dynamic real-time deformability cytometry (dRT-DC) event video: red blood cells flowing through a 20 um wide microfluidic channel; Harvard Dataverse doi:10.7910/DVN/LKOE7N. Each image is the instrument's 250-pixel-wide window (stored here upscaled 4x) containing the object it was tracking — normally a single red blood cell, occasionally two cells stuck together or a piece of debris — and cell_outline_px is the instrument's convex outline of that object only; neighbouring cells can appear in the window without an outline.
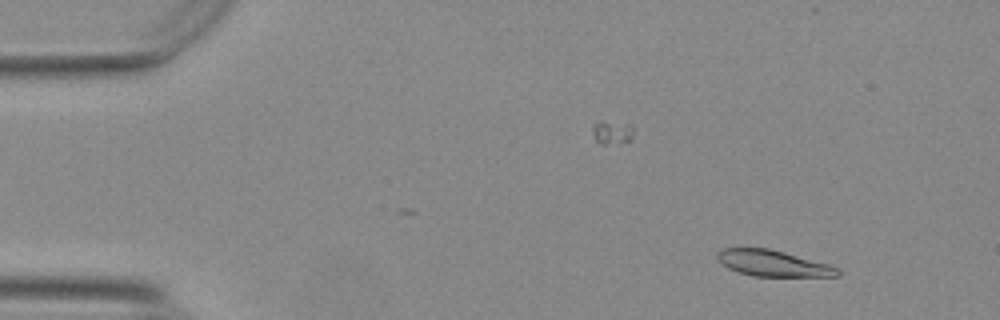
{"species": "Egyptian fruit bat (a non-hibernating species)", "species_latin": "Rousettus aegyptiacus", "temperature_condition": "warm", "stored_images_in_passage": 44, "camera_frame_rate_fps": 3000, "um_per_image_px": 0.085, "animal": {"sex": "female"}, "frame": {"image": 1, "passage_image": 5, "time_ms": 1.333, "image_size_px": [1000, 320], "cell_outline_px": [[840, 276], [752, 276], [728, 268], [716, 256], [716, 252], [720, 248], [768, 248], [784, 252], [828, 264], [840, 268]], "centroid_in_image_um": [65.71, 22.37], "position_along_channel_um": 19.3, "area_um2": 18.15}}
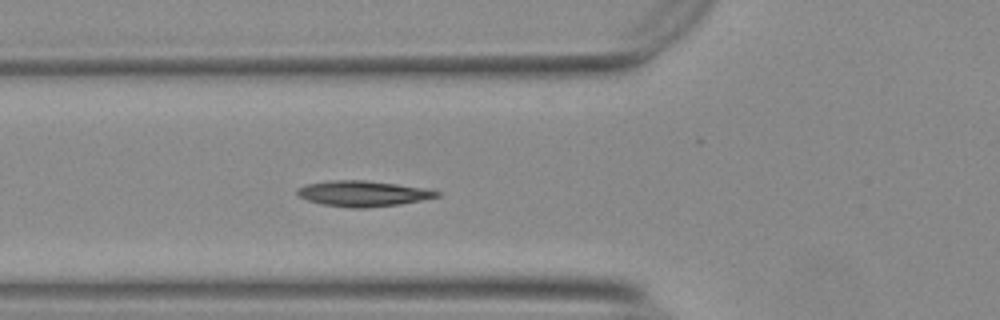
{"frame": {"image": 2, "passage_image": 19, "time_ms": 6.0, "image_size_px": [1000, 320], "cell_outline_px": [[440, 196], [400, 204], [364, 208], [348, 208], [320, 204], [308, 200], [300, 196], [296, 192], [296, 188], [308, 184], [332, 180], [364, 180], [396, 184], [424, 188], [440, 192]], "centroid_in_image_um": [30.82, 16.46], "position_along_channel_um": 95.0, "area_um2": 20.69}}
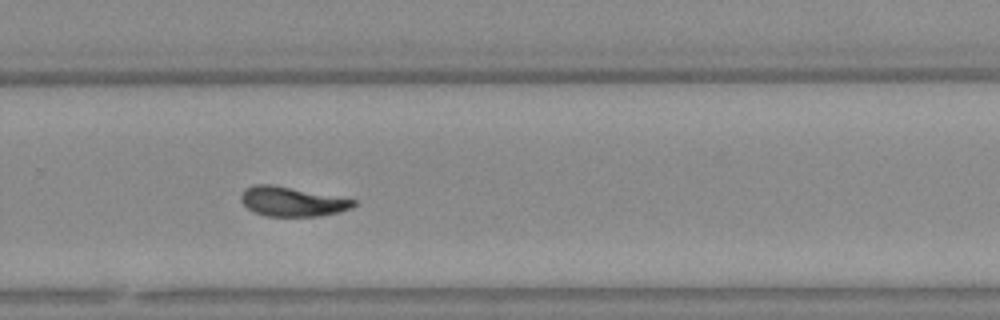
{"frame": {"image": 3, "passage_image": 36, "time_ms": 11.667, "image_size_px": [1000, 320], "cell_outline_px": [[356, 204], [352, 208], [340, 212], [320, 216], [264, 216], [252, 212], [240, 200], [240, 192], [244, 188], [252, 184], [272, 184], [356, 200]], "centroid_in_image_um": [24.77, 17.13], "position_along_channel_um": 305.0, "area_um2": 19.54}, "authors_computed_cell_mechanics": {"area_um2": 19.3919, "velocity_mm_per_s": 3.7025, "shape_relaxation_time_tau1_ms": null, "shape_relaxation_time_tau2_ms": 6.4669, "deformation_change_tau1": null, "deformation_change_tau2": 0.1051}}